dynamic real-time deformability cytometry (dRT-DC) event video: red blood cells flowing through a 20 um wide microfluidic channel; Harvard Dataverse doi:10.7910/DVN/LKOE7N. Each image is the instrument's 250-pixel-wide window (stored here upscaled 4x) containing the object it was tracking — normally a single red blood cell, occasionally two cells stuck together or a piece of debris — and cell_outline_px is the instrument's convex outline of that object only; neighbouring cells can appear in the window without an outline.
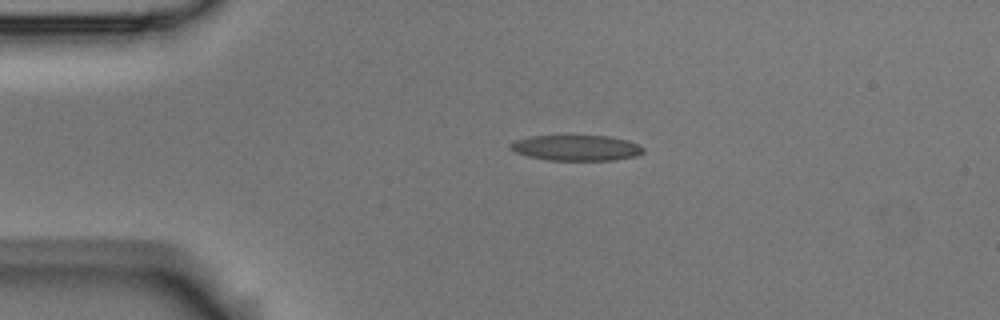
{"species": "Egyptian fruit bat (a non-hibernating species)", "species_latin": "Rousettus aegyptiacus", "temperature_condition": "room temperature", "stored_images_in_passage": 4, "camera_frame_rate_fps": 3000, "um_per_image_px": 0.085, "animal": {"sex": "male"}, "frame": {"image": 1, "passage_image": 3, "time_ms": 0.667, "image_size_px": [1000, 320], "cell_outline_px": [[644, 152], [636, 156], [612, 160], [548, 160], [528, 156], [516, 152], [508, 148], [508, 144], [516, 140], [532, 136], [608, 136], [628, 140], [644, 148]], "centroid_in_image_um": [48.97, 12.57], "position_along_channel_um": 36.0, "area_um2": 19.71}}